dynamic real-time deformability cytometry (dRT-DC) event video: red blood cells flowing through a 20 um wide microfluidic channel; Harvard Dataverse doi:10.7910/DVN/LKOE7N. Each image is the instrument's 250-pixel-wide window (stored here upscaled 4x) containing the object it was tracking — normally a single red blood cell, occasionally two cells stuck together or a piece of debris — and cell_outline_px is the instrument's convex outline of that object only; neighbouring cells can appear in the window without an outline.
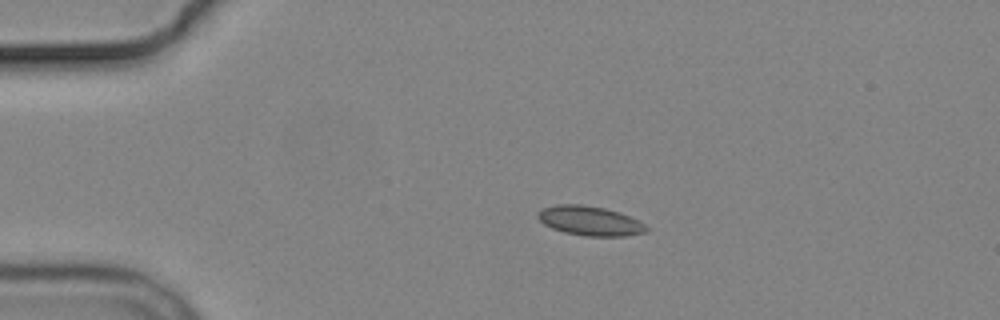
{"species": "common noctule bat (a hibernating species)", "species_latin": "Nyctalus noctula", "temperature_condition": "cold", "stored_images_in_passage": 5, "camera_frame_rate_fps": 3000, "um_per_image_px": 0.085, "animal": {"sex": "male", "body_mass_g": 19.2, "forearm_length_mm": 51.8}, "frame": {"image": 1, "passage_image": 3, "time_ms": 3.0, "image_size_px": [1000, 320], "cell_outline_px": [[648, 232], [624, 236], [584, 236], [564, 232], [552, 228], [544, 224], [536, 216], [536, 212], [544, 208], [556, 204], [580, 204], [604, 208], [620, 212], [644, 224], [648, 228]], "centroid_in_image_um": [50.12, 18.77], "position_along_channel_um": 34.9, "area_um2": 18.61}}
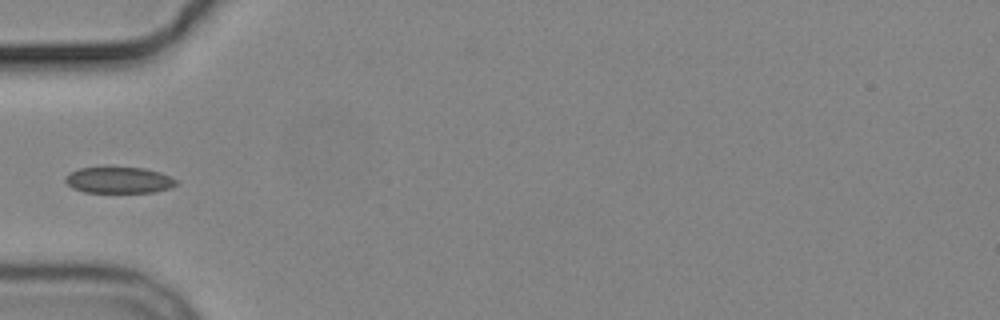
{"frame": {"image": 2, "passage_image": 5, "time_ms": 5.333, "image_size_px": [1000, 320], "cell_outline_px": [[180, 184], [168, 188], [152, 192], [84, 192], [72, 188], [64, 180], [64, 176], [68, 172], [80, 168], [144, 168], [160, 172], [176, 180]], "centroid_in_image_um": [10.07, 15.31], "position_along_channel_um": 74.9, "area_um2": 16.82}}